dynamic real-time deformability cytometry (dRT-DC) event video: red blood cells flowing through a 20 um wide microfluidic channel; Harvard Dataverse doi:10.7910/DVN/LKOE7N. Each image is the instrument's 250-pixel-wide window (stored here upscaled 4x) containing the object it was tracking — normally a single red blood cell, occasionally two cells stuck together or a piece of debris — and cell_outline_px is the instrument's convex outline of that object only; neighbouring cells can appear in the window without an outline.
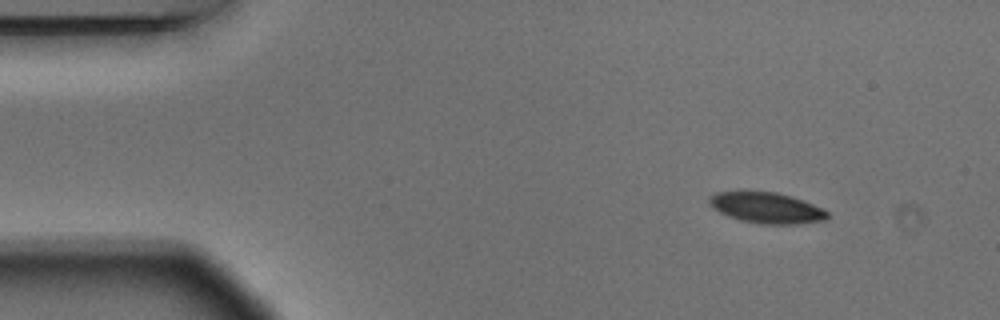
{"species": "Egyptian fruit bat (a non-hibernating species)", "species_latin": "Rousettus aegyptiacus", "temperature_condition": "warm", "stored_images_in_passage": 6, "camera_frame_rate_fps": 3000, "um_per_image_px": 0.085, "animal": {"sex": "male"}, "frame": {"image": 1, "passage_image": 1, "time_ms": 0.0, "image_size_px": [1000, 320], "cell_outline_px": [[828, 216], [824, 220], [796, 224], [760, 224], [740, 220], [728, 216], [712, 208], [708, 204], [708, 196], [716, 192], [740, 188], [776, 192], [792, 196], [804, 200], [824, 208], [828, 212]], "centroid_in_image_um": [65.08, 17.61], "position_along_channel_um": 19.9, "area_um2": 22.2}}
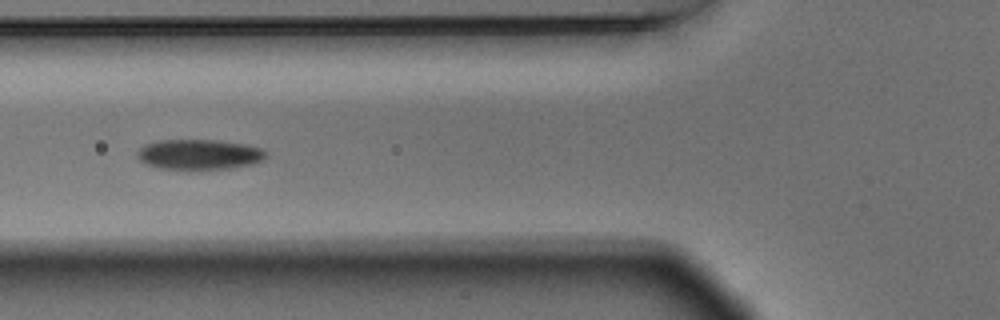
{"frame": {"image": 2, "passage_image": 5, "time_ms": 1.333, "image_size_px": [1000, 320], "cell_outline_px": [[268, 156], [264, 160], [252, 164], [232, 168], [156, 168], [144, 164], [140, 160], [136, 152], [144, 144], [160, 140], [216, 140], [244, 144], [260, 148], [268, 152]], "centroid_in_image_um": [16.94, 13.11], "position_along_channel_um": 108.9, "area_um2": 22.54}}
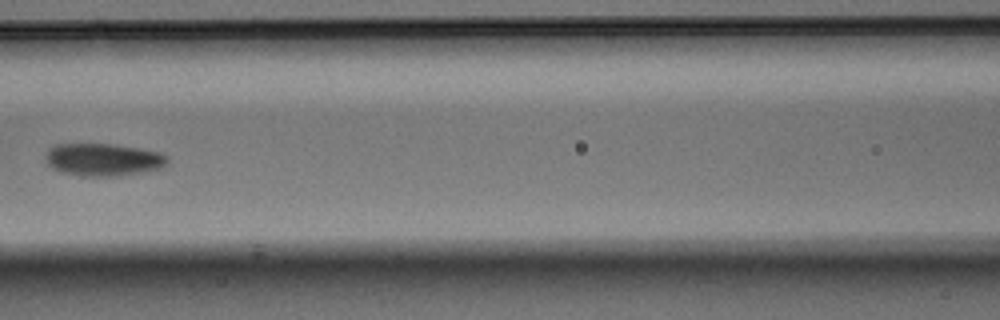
{"frame": {"image": 3, "passage_image": 6, "time_ms": 1.667, "image_size_px": [1000, 320], "cell_outline_px": [[168, 164], [164, 168], [144, 172], [116, 176], [80, 176], [64, 172], [52, 168], [44, 160], [44, 156], [48, 148], [56, 144], [108, 144], [136, 148], [160, 152], [168, 156]], "centroid_in_image_um": [8.78, 13.57], "position_along_channel_um": 157.8, "area_um2": 23.29}}